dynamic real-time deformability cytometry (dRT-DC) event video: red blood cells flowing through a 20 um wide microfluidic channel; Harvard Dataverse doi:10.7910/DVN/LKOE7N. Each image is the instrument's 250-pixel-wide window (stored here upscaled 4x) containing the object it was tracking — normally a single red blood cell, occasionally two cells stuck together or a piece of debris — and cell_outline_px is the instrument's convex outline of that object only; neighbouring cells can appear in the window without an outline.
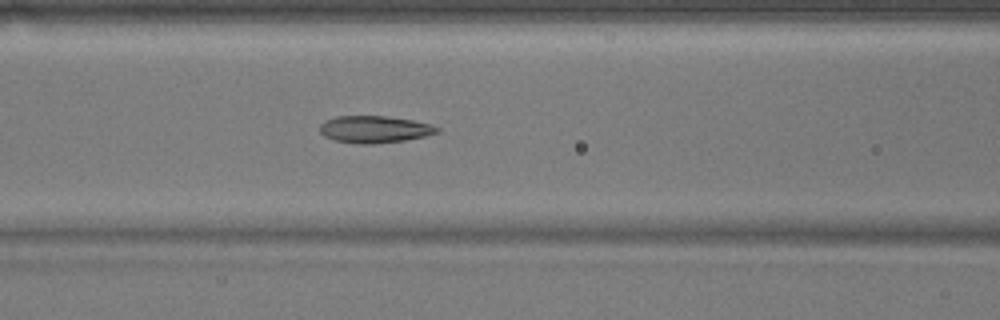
{"species": "common noctule bat (a hibernating species)", "species_latin": "Nyctalus noctula", "temperature_condition": "warm", "stored_images_in_passage": 53, "camera_frame_rate_fps": 3000, "um_per_image_px": 0.085, "animal": {"sex": "male", "body_mass_g": 17.9}, "frame": {"image": 1, "passage_image": 22, "time_ms": 7.0, "image_size_px": [1000, 320], "cell_outline_px": [[440, 132], [424, 136], [404, 140], [376, 144], [360, 144], [336, 140], [324, 136], [320, 132], [320, 124], [324, 120], [336, 116], [388, 116], [412, 120], [428, 124], [440, 128]], "centroid_in_image_um": [31.81, 10.99], "position_along_channel_um": 134.8, "area_um2": 18.44}}
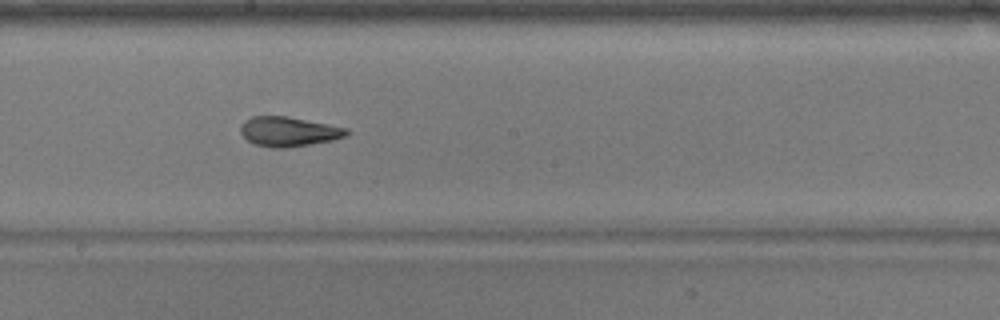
{"frame": {"image": 2, "passage_image": 29, "time_ms": 9.333, "image_size_px": [1000, 320], "cell_outline_px": [[348, 136], [332, 140], [288, 148], [272, 148], [256, 144], [248, 140], [240, 132], [240, 124], [244, 120], [252, 116], [288, 116], [348, 128]], "centroid_in_image_um": [24.53, 11.18], "position_along_channel_um": 223.7, "area_um2": 18.38}}
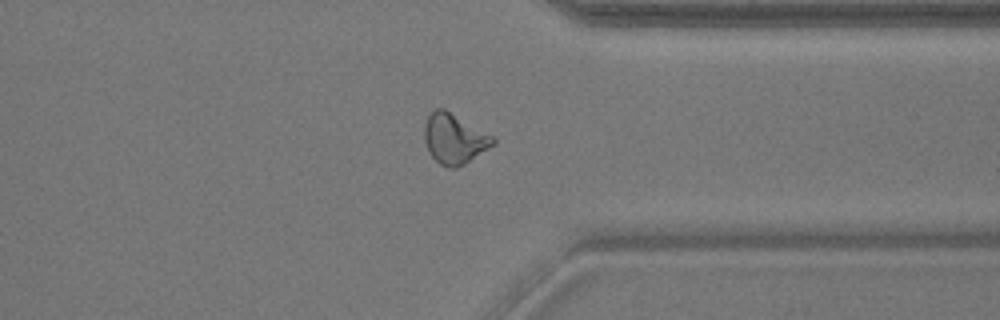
{"frame": {"image": 3, "passage_image": 41, "time_ms": 13.333, "image_size_px": [1000, 320], "cell_outline_px": [[496, 144], [464, 164], [456, 168], [448, 168], [440, 164], [428, 152], [424, 140], [424, 124], [428, 116], [436, 108], [444, 108], [496, 136]], "centroid_in_image_um": [38.64, 11.78], "position_along_channel_um": 372.8, "area_um2": 20.4}, "authors_computed_cell_mechanics": {"area_um2": 19.8254, "velocity_mm_per_s": 3.8106, "shape_relaxation_time_tau1_ms": 5.0952, "shape_relaxation_time_tau2_ms": 2.1428, "deformation_change_tau1": 0.1687, "deformation_change_tau2": 0.1023}}